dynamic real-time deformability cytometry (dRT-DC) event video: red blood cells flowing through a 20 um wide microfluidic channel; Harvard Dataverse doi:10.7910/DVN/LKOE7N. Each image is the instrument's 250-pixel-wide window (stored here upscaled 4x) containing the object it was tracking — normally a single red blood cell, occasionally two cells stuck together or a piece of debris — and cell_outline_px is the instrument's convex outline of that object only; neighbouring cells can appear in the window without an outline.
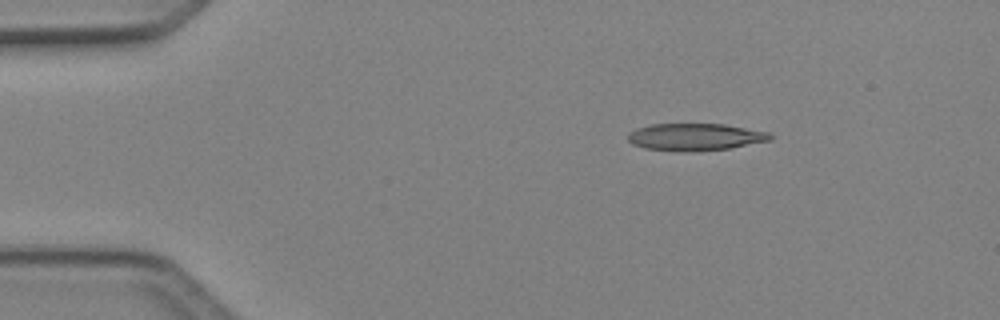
{"species": "Egyptian fruit bat (a non-hibernating species)", "species_latin": "Rousettus aegyptiacus", "temperature_condition": "cold", "stored_images_in_passage": 5, "camera_frame_rate_fps": 3000, "um_per_image_px": 0.085, "animal": {"sex": "female"}, "frame": {"image": 1, "passage_image": 3, "time_ms": 0.667, "image_size_px": [1000, 320], "cell_outline_px": [[772, 140], [728, 148], [696, 152], [684, 152], [644, 148], [632, 144], [628, 140], [628, 132], [636, 128], [652, 124], [724, 124], [768, 132], [772, 136]], "centroid_in_image_um": [59.06, 11.65], "position_along_channel_um": 25.9, "area_um2": 22.6}}
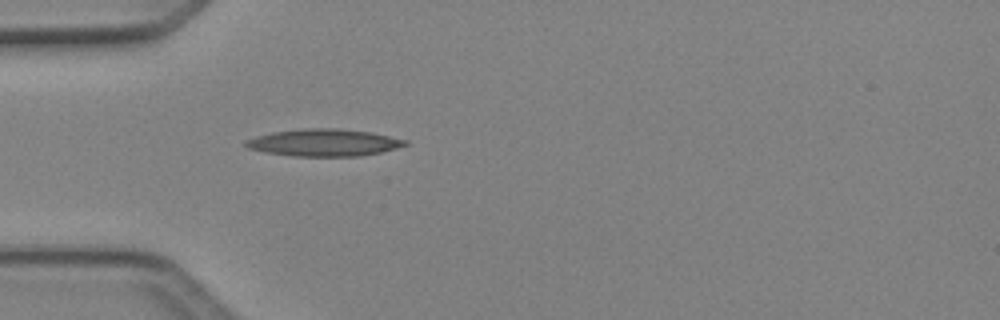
{"frame": {"image": 2, "passage_image": 5, "time_ms": 1.333, "image_size_px": [1000, 320], "cell_outline_px": [[408, 144], [396, 148], [380, 152], [360, 156], [292, 156], [264, 152], [248, 148], [244, 144], [244, 140], [256, 136], [272, 132], [304, 128], [340, 128], [372, 132], [408, 140]], "centroid_in_image_um": [27.52, 12.11], "position_along_channel_um": 57.5, "area_um2": 25.37}}